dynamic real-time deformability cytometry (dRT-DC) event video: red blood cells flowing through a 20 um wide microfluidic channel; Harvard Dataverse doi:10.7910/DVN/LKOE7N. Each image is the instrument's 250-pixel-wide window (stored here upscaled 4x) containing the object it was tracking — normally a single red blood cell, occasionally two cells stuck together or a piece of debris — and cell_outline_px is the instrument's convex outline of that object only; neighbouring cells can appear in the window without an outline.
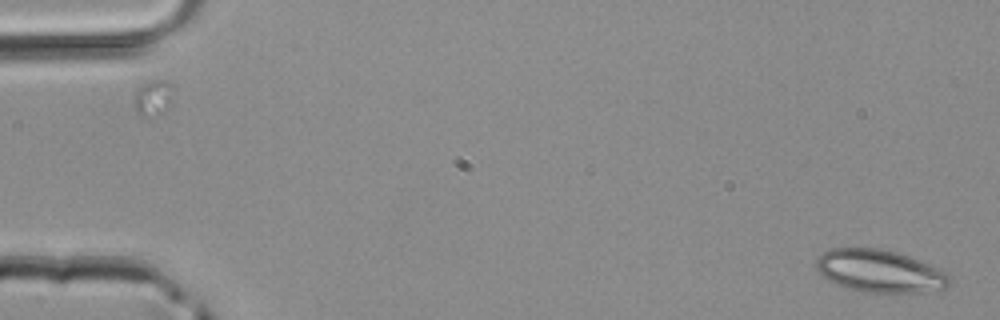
{"species": "common noctule bat (a hibernating species)", "species_latin": "Nyctalus noctula", "temperature_condition": "room temperature", "stored_images_in_passage": 4, "camera_frame_rate_fps": 3000, "um_per_image_px": 0.085, "animal": {"sex": "male", "body_mass_g": 20.4}, "frame": {"image": 1, "passage_image": 1, "time_ms": 0.0, "image_size_px": [1000, 320], "cell_outline_px": [[952, 284], [944, 288], [924, 292], [864, 292], [848, 288], [836, 284], [824, 276], [816, 268], [816, 260], [824, 252], [832, 248], [880, 248], [896, 252], [908, 256], [928, 264], [952, 276]], "centroid_in_image_um": [74.8, 23.04], "position_along_channel_um": 10.2, "area_um2": 32.77}}